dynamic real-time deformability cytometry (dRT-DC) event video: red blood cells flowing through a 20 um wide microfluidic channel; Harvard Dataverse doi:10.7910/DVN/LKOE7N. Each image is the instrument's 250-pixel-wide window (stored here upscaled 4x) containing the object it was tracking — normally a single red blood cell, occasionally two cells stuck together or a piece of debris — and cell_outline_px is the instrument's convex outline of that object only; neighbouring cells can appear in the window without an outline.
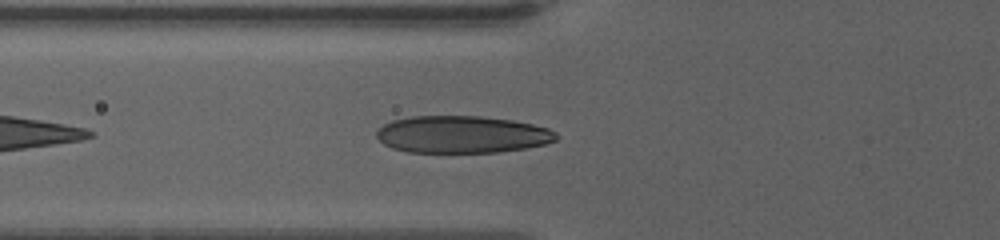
{"species": "human", "species_latin": "Homo sapiens", "temperature_condition": "warm", "stored_images_in_passage": 42, "segment_of_instrument_passage": [1, 2], "camera_frame_rate_fps": 3000, "um_per_image_px": 0.085, "donor": {"sex": "female"}, "frame": {"image": 1, "passage_image": 5, "time_ms": 1.333, "image_size_px": [1000, 240], "cell_outline_px": [[560, 136], [556, 140], [544, 144], [524, 148], [496, 152], [408, 152], [392, 148], [384, 144], [376, 136], [376, 132], [384, 124], [392, 120], [412, 116], [480, 116], [512, 120], [532, 124], [548, 128], [556, 132]], "centroid_in_image_um": [39.27, 11.42], "position_along_channel_um": 86.5, "area_um2": 38.9}}
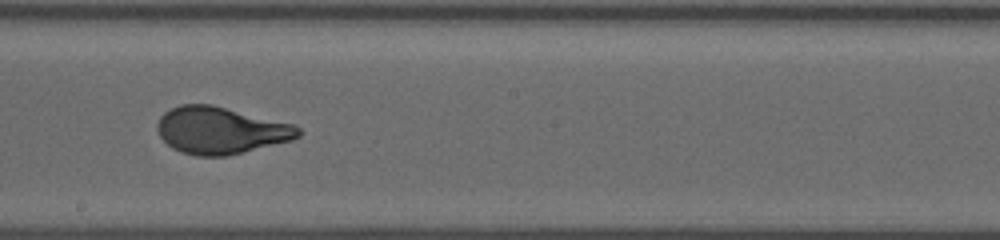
{"frame": {"image": 2, "passage_image": 17, "time_ms": 5.333, "image_size_px": [1000, 240], "cell_outline_px": [[300, 136], [292, 140], [228, 156], [196, 156], [180, 152], [172, 148], [160, 136], [156, 128], [156, 124], [160, 116], [164, 112], [180, 104], [212, 104], [292, 124], [300, 128]], "centroid_in_image_um": [18.72, 11.09], "position_along_channel_um": 229.5, "area_um2": 38.61}}
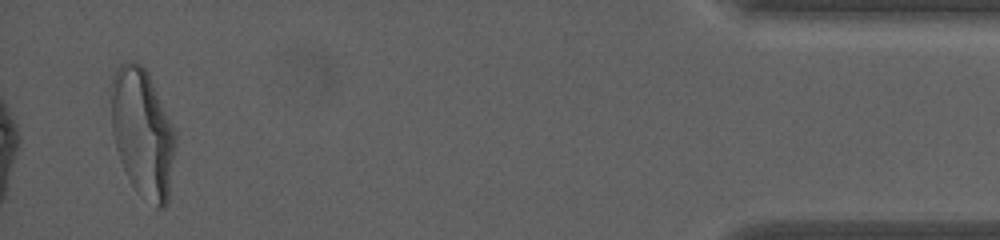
{"frame": {"image": 3, "passage_image": 39, "time_ms": 12.667, "image_size_px": [1000, 240], "cell_outline_px": [[176, 144], [168, 200], [164, 208], [156, 208], [136, 192], [128, 180], [120, 160], [116, 148], [112, 132], [108, 88], [112, 76], [116, 68], [120, 64], [128, 60], [136, 60], [148, 72], [176, 132]], "centroid_in_image_um": [12.08, 11.26], "position_along_channel_um": 423.1, "area_um2": 49.25}}